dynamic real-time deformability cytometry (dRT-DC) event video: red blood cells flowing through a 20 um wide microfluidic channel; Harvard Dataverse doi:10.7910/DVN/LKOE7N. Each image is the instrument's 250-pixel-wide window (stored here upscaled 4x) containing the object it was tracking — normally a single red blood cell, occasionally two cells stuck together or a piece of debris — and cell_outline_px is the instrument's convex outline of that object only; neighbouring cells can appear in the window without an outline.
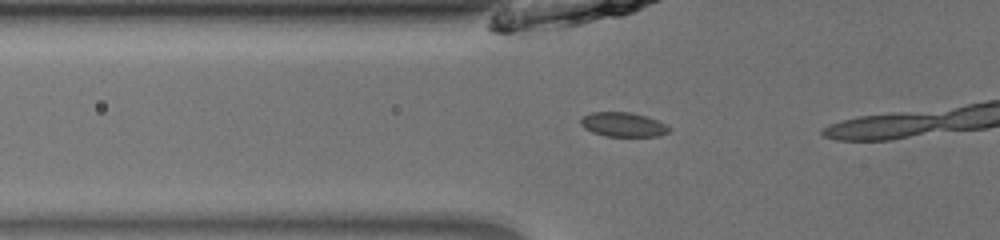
{"species": "common noctule bat (a hibernating species)", "species_latin": "Nyctalus noctula", "temperature_condition": "room temperature", "stored_images_in_passage": 18, "camera_frame_rate_fps": 3000, "um_per_image_px": 0.085, "animal": {"sex": "male", "body_mass_g": 13.0, "forearm_length_mm": 53.1}, "frame": {"image": 1, "passage_image": 16, "time_ms": 5.0, "image_size_px": [1000, 240], "cell_outline_px": [[672, 128], [668, 132], [660, 136], [604, 136], [592, 132], [584, 128], [580, 124], [580, 116], [592, 112], [628, 112], [644, 116], [656, 120]], "centroid_in_image_um": [52.92, 10.59], "position_along_channel_um": 72.9, "area_um2": 12.54}}